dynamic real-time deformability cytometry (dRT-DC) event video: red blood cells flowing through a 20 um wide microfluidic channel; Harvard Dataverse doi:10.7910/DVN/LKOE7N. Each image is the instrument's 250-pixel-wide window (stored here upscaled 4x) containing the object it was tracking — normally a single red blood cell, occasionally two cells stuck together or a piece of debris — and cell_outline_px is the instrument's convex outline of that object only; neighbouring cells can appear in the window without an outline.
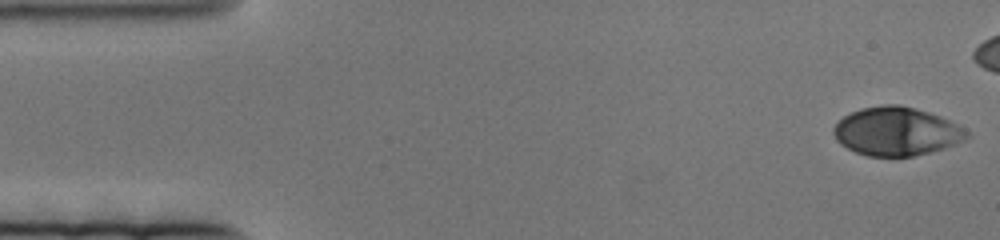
{"species": "human", "species_latin": "Homo sapiens", "temperature_condition": "cold", "stored_images_in_passage": 65, "camera_frame_rate_fps": 3000, "um_per_image_px": 0.085, "donor": {"sex": "female"}, "frame": {"image": 1, "passage_image": 1, "time_ms": 0.0, "image_size_px": [1000, 240], "cell_outline_px": [[972, 136], [964, 140], [944, 148], [912, 156], [868, 156], [856, 152], [840, 144], [836, 140], [832, 132], [832, 128], [844, 116], [860, 108], [884, 104], [900, 104], [916, 108], [940, 116], [964, 128]], "centroid_in_image_um": [76.19, 11.16], "position_along_channel_um": 8.8, "area_um2": 37.63}}
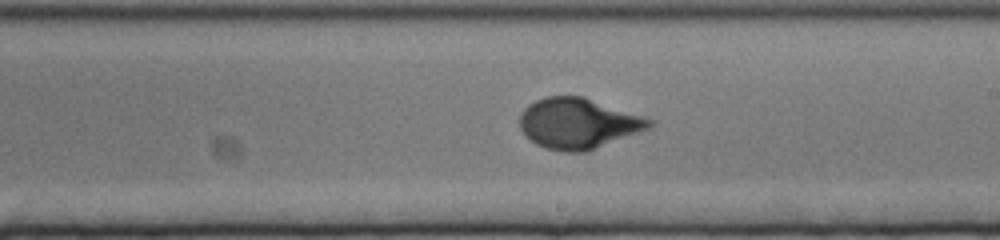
{"frame": {"image": 2, "passage_image": 44, "time_ms": 14.333, "image_size_px": [1000, 240], "cell_outline_px": [[656, 124], [652, 128], [584, 152], [564, 152], [544, 148], [536, 144], [520, 128], [520, 112], [528, 104], [544, 96], [584, 96], [648, 116], [656, 120]], "centroid_in_image_um": [49.23, 10.47], "position_along_channel_um": 239.8, "area_um2": 38.84}}
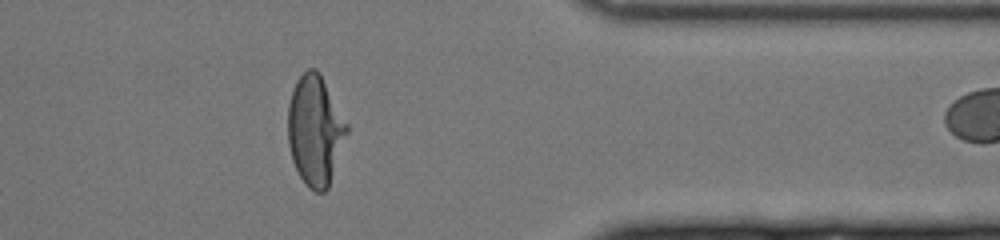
{"frame": {"image": 3, "passage_image": 64, "time_ms": 21.0, "image_size_px": [1000, 240], "cell_outline_px": [[348, 132], [328, 188], [324, 192], [316, 192], [308, 188], [300, 176], [292, 160], [288, 144], [288, 104], [292, 88], [296, 80], [308, 68], [316, 68], [320, 72], [348, 124]], "centroid_in_image_um": [26.78, 11.06], "position_along_channel_um": 384.6, "area_um2": 37.92}}